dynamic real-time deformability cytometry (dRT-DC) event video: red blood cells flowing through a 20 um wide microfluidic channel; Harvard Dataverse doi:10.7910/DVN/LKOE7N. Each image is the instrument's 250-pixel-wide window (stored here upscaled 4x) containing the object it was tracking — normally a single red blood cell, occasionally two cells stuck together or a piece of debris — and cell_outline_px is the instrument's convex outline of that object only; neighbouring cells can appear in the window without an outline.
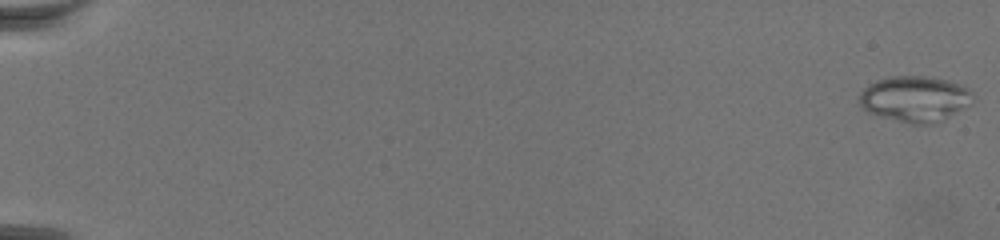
{"species": "common noctule bat (a hibernating species)", "species_latin": "Nyctalus noctula", "temperature_condition": "warm", "stored_images_in_passage": 7, "camera_frame_rate_fps": 3000, "um_per_image_px": 0.085, "animal": {"sex": "female", "body_mass_g": 19.5, "forearm_length_mm": 54.1}, "frame": {"image": 1, "passage_image": 1, "time_ms": 0.0, "image_size_px": [1000, 240], "cell_outline_px": [[972, 104], [936, 124], [908, 124], [868, 112], [860, 104], [860, 92], [864, 88], [880, 80], [896, 76], [924, 76], [948, 80], [968, 88], [972, 92]], "centroid_in_image_um": [77.82, 8.42], "position_along_channel_um": 7.2, "area_um2": 30.11}}